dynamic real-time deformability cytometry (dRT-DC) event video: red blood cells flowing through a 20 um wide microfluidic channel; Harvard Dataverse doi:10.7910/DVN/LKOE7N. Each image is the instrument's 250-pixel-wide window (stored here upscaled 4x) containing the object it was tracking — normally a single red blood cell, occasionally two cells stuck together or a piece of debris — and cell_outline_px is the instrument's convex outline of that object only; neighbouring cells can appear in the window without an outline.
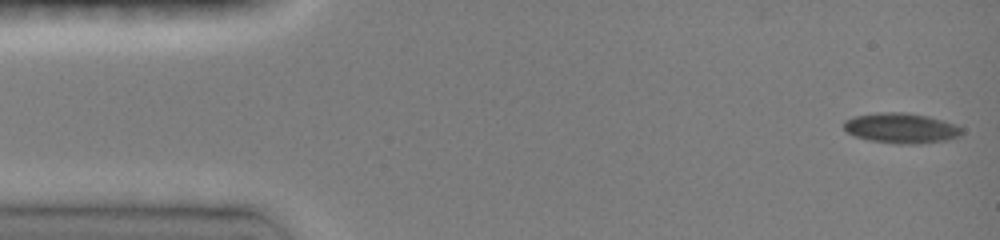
{"species": "common noctule bat (a hibernating species)", "species_latin": "Nyctalus noctula", "temperature_condition": "room temperature", "stored_images_in_passage": 48, "camera_frame_rate_fps": 3000, "um_per_image_px": 0.085, "animal": {"sex": "female", "body_mass_g": 19.0, "forearm_length_mm": 51.5}, "frame": {"image": 1, "passage_image": 1, "time_ms": 0.0, "image_size_px": [1000, 240], "cell_outline_px": [[964, 132], [960, 136], [948, 140], [920, 144], [896, 144], [868, 140], [856, 136], [848, 132], [844, 128], [844, 120], [856, 116], [876, 112], [908, 112], [928, 116], [956, 124], [964, 128]], "centroid_in_image_um": [76.66, 10.89], "position_along_channel_um": 8.3, "area_um2": 21.1}}
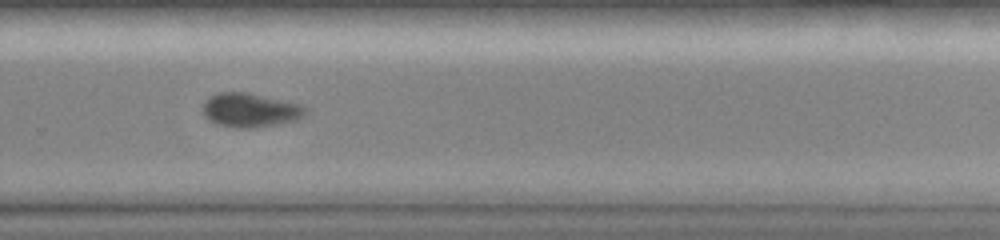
{"frame": {"image": 2, "passage_image": 32, "time_ms": 10.333, "image_size_px": [1000, 240], "cell_outline_px": [[308, 112], [304, 116], [296, 120], [280, 124], [248, 128], [240, 128], [216, 124], [208, 120], [204, 116], [204, 100], [220, 92], [248, 92], [304, 104], [308, 108]], "centroid_in_image_um": [21.33, 9.35], "position_along_channel_um": 308.5, "area_um2": 20.63}}
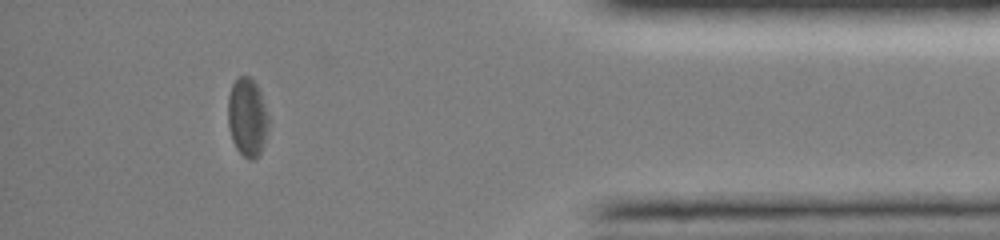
{"frame": {"image": 3, "passage_image": 42, "time_ms": 13.667, "image_size_px": [1000, 240], "cell_outline_px": [[268, 128], [260, 152], [252, 160], [248, 160], [236, 148], [232, 140], [228, 128], [228, 96], [232, 84], [236, 76], [248, 76], [256, 84], [260, 92], [268, 116]], "centroid_in_image_um": [20.99, 9.95], "position_along_channel_um": 414.2, "area_um2": 18.44}, "authors_computed_cell_mechanics": {"area_um2": 19.9988, "velocity_mm_per_s": 4.014, "shape_relaxation_time_tau1_ms": 3.5215, "shape_relaxation_time_tau2_ms": 2.1617, "deformation_change_tau1": 0.1033, "deformation_change_tau2": 0.0465}}